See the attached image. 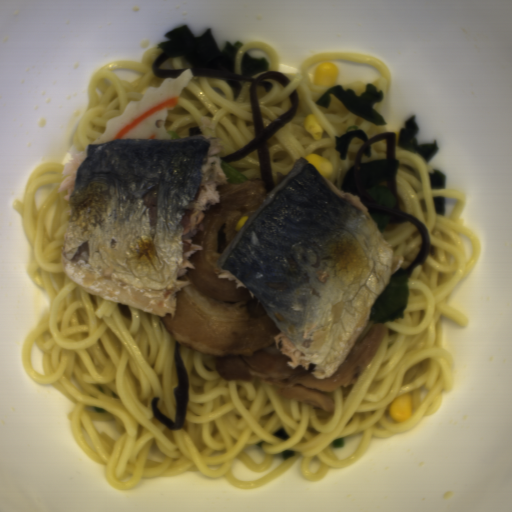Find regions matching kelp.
I'll return each instance as SVG.
<instances>
[{
    "instance_id": "kelp-2",
    "label": "kelp",
    "mask_w": 512,
    "mask_h": 512,
    "mask_svg": "<svg viewBox=\"0 0 512 512\" xmlns=\"http://www.w3.org/2000/svg\"><path fill=\"white\" fill-rule=\"evenodd\" d=\"M397 133L387 132L369 136L361 128H350L334 136V150L340 160L348 159L352 140H359L360 146L354 155V165L343 175L340 191L352 193L367 208L370 214H385L405 218L417 231L420 238L415 258L405 267L399 268L391 277H412L424 264L430 248V231L418 218L403 211L397 184L399 161L395 157ZM391 189L396 204L391 209H382L373 204L366 189L374 186Z\"/></svg>"
},
{
    "instance_id": "kelp-7",
    "label": "kelp",
    "mask_w": 512,
    "mask_h": 512,
    "mask_svg": "<svg viewBox=\"0 0 512 512\" xmlns=\"http://www.w3.org/2000/svg\"><path fill=\"white\" fill-rule=\"evenodd\" d=\"M434 208L436 214L445 216L446 215V198L445 196H437L433 198Z\"/></svg>"
},
{
    "instance_id": "kelp-3",
    "label": "kelp",
    "mask_w": 512,
    "mask_h": 512,
    "mask_svg": "<svg viewBox=\"0 0 512 512\" xmlns=\"http://www.w3.org/2000/svg\"><path fill=\"white\" fill-rule=\"evenodd\" d=\"M377 89L375 85L366 83L364 92L357 95L352 89L344 90L343 85L338 84L321 94L315 101V105L329 109L332 103L331 95H334L350 113L375 126H383L386 125L385 120L374 104L383 100L385 95Z\"/></svg>"
},
{
    "instance_id": "kelp-5",
    "label": "kelp",
    "mask_w": 512,
    "mask_h": 512,
    "mask_svg": "<svg viewBox=\"0 0 512 512\" xmlns=\"http://www.w3.org/2000/svg\"><path fill=\"white\" fill-rule=\"evenodd\" d=\"M419 125L415 115L406 119L398 133L399 150H408L417 153L424 162H429L439 151L440 146L437 140L431 144H418L416 140Z\"/></svg>"
},
{
    "instance_id": "kelp-6",
    "label": "kelp",
    "mask_w": 512,
    "mask_h": 512,
    "mask_svg": "<svg viewBox=\"0 0 512 512\" xmlns=\"http://www.w3.org/2000/svg\"><path fill=\"white\" fill-rule=\"evenodd\" d=\"M430 189L441 190L446 189L447 176L437 167L432 169L428 174Z\"/></svg>"
},
{
    "instance_id": "kelp-8",
    "label": "kelp",
    "mask_w": 512,
    "mask_h": 512,
    "mask_svg": "<svg viewBox=\"0 0 512 512\" xmlns=\"http://www.w3.org/2000/svg\"><path fill=\"white\" fill-rule=\"evenodd\" d=\"M198 135H202L200 126L187 128V138H191Z\"/></svg>"
},
{
    "instance_id": "kelp-1",
    "label": "kelp",
    "mask_w": 512,
    "mask_h": 512,
    "mask_svg": "<svg viewBox=\"0 0 512 512\" xmlns=\"http://www.w3.org/2000/svg\"><path fill=\"white\" fill-rule=\"evenodd\" d=\"M166 40L157 43L156 48L161 49L150 69L155 77L162 79L177 78L186 69L162 68L168 58L178 57L191 67L195 77H210L224 82L231 90L234 99H237L243 84H247L250 96L253 118L254 137L233 152L219 157L223 163H238L250 153L255 151L261 181L269 195L288 174L276 176L273 182L271 174L270 138L278 132L298 111L300 99L298 91L293 88L289 96V107L272 123L263 126L258 88L265 92L273 89L275 81L284 89L291 83V79L280 71L270 69V64L263 56H250L245 52L239 72L235 74L234 66L240 41H227L218 46L210 28L201 32L199 36L191 33L187 25L168 30L164 35Z\"/></svg>"
},
{
    "instance_id": "kelp-4",
    "label": "kelp",
    "mask_w": 512,
    "mask_h": 512,
    "mask_svg": "<svg viewBox=\"0 0 512 512\" xmlns=\"http://www.w3.org/2000/svg\"><path fill=\"white\" fill-rule=\"evenodd\" d=\"M181 345L182 344H179L175 341L174 366L176 386L173 390L175 398V420L168 417L164 412H162L158 408L160 401V398L158 396L153 397L151 400V410L153 412L154 417L157 420H159L164 426H166L169 430L173 431L181 429L182 426L184 425L190 402L188 373L182 361L180 351Z\"/></svg>"
}]
</instances>
